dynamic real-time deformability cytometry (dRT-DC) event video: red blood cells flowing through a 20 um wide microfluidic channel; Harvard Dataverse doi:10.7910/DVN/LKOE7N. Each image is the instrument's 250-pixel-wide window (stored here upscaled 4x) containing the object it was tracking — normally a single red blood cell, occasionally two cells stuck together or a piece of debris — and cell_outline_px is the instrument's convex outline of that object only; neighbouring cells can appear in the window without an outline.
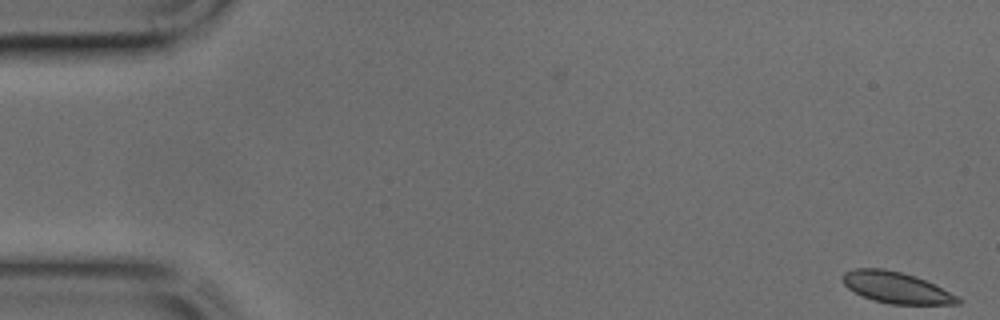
{"species": "common noctule bat (a hibernating species)", "species_latin": "Nyctalus noctula", "temperature_condition": "cold", "stored_images_in_passage": 45, "camera_frame_rate_fps": 3000, "um_per_image_px": 0.085, "animal": {"sex": "male", "body_mass_g": 17.9, "forearm_length_mm": 54.2}, "frame": {"image": 1, "passage_image": 1, "time_ms": 0.0, "image_size_px": [1000, 320], "cell_outline_px": [[964, 300], [960, 304], [888, 304], [872, 300], [848, 288], [844, 284], [840, 276], [844, 272], [852, 268], [884, 268], [916, 276]], "centroid_in_image_um": [76.13, 24.44], "position_along_channel_um": 8.9, "area_um2": 20.87}}
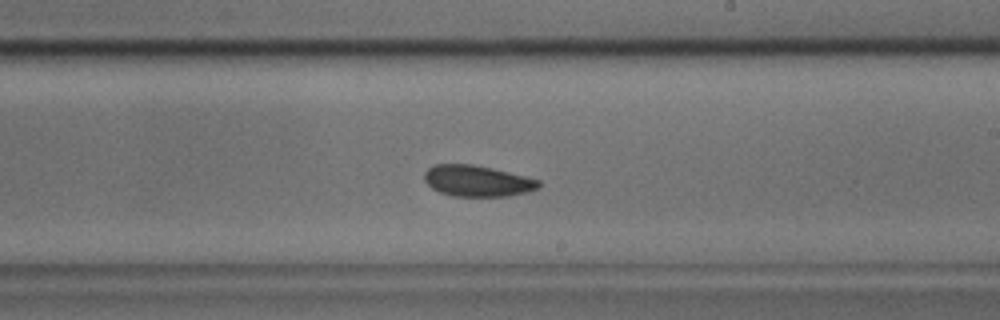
{"frame": {"image": 2, "passage_image": 26, "time_ms": 8.333, "image_size_px": [1000, 320], "cell_outline_px": [[540, 188], [508, 196], [452, 196], [440, 192], [432, 188], [424, 180], [424, 172], [428, 168], [436, 164], [472, 164], [492, 168], [540, 180]], "centroid_in_image_um": [40.55, 15.37], "position_along_channel_um": 248.5, "area_um2": 20.63}}
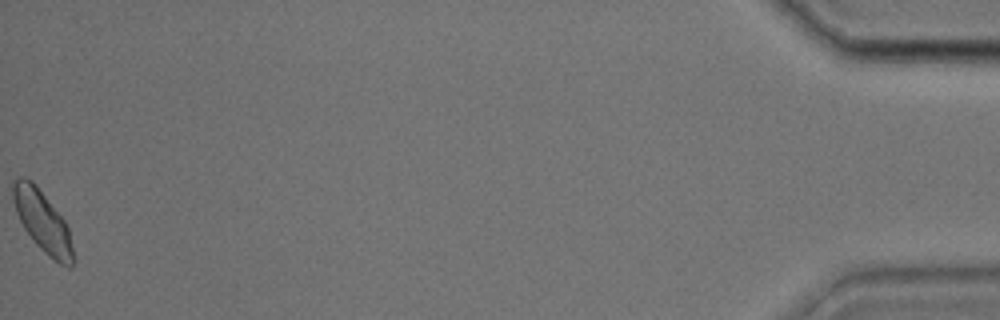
{"frame": {"image": 3, "passage_image": 45, "time_ms": 14.667, "image_size_px": [1000, 320], "cell_outline_px": [[72, 268], [68, 268], [60, 264], [48, 256], [32, 240], [24, 228], [16, 212], [12, 200], [12, 180], [16, 176], [24, 176], [32, 180], [36, 184], [64, 220], [68, 228], [72, 248]], "centroid_in_image_um": [3.56, 18.77], "position_along_channel_um": 431.6, "area_um2": 21.44}}